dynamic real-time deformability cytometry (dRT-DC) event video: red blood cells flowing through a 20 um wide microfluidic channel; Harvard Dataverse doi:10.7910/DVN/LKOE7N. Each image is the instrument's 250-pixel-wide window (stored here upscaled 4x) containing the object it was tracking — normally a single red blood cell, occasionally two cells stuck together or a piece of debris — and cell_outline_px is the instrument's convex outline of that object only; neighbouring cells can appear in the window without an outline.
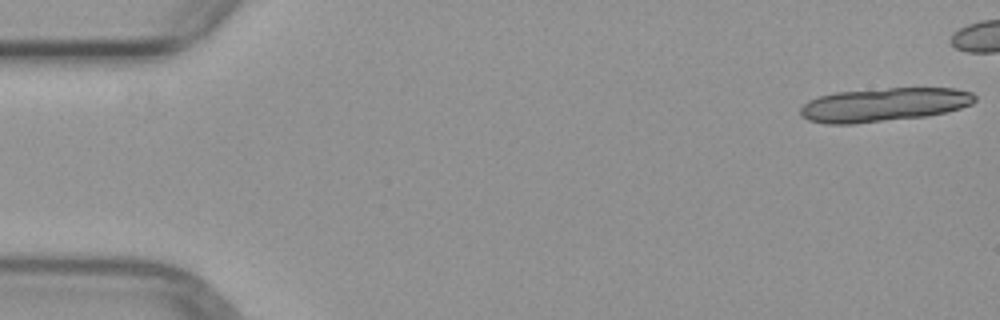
{"species": "common noctule bat (a hibernating species)", "species_latin": "Nyctalus noctula", "temperature_condition": "warm", "stored_images_in_passage": 4, "camera_frame_rate_fps": 3000, "um_per_image_px": 0.085, "animal": {"sex": "female", "body_mass_g": 29.2, "forearm_length_mm": 56.3}, "frame": {"image": 1, "passage_image": 1, "time_ms": 0.0, "image_size_px": [1000, 320], "cell_outline_px": [[976, 100], [972, 104], [948, 112], [928, 116], [852, 124], [824, 124], [808, 120], [800, 116], [800, 108], [808, 100], [820, 96], [836, 92], [888, 88], [956, 88], [972, 92], [976, 96]], "centroid_in_image_um": [75.14, 8.9], "position_along_channel_um": 9.9, "area_um2": 34.51}}